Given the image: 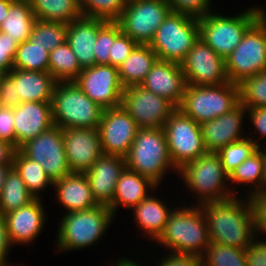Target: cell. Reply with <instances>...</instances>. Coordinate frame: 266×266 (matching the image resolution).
<instances>
[{
    "label": "cell",
    "instance_id": "obj_14",
    "mask_svg": "<svg viewBox=\"0 0 266 266\" xmlns=\"http://www.w3.org/2000/svg\"><path fill=\"white\" fill-rule=\"evenodd\" d=\"M121 105L134 119L138 129L163 128L176 109L166 98L141 85L124 88Z\"/></svg>",
    "mask_w": 266,
    "mask_h": 266
},
{
    "label": "cell",
    "instance_id": "obj_55",
    "mask_svg": "<svg viewBox=\"0 0 266 266\" xmlns=\"http://www.w3.org/2000/svg\"><path fill=\"white\" fill-rule=\"evenodd\" d=\"M12 167H13V164L0 165V192H1V189L4 185V181L6 179V176Z\"/></svg>",
    "mask_w": 266,
    "mask_h": 266
},
{
    "label": "cell",
    "instance_id": "obj_13",
    "mask_svg": "<svg viewBox=\"0 0 266 266\" xmlns=\"http://www.w3.org/2000/svg\"><path fill=\"white\" fill-rule=\"evenodd\" d=\"M18 150L27 158L40 163L52 182L72 173L65 153L63 129L58 126L53 125L25 142Z\"/></svg>",
    "mask_w": 266,
    "mask_h": 266
},
{
    "label": "cell",
    "instance_id": "obj_47",
    "mask_svg": "<svg viewBox=\"0 0 266 266\" xmlns=\"http://www.w3.org/2000/svg\"><path fill=\"white\" fill-rule=\"evenodd\" d=\"M16 95V83L13 78L8 73L2 74L0 77V107L16 108L21 103Z\"/></svg>",
    "mask_w": 266,
    "mask_h": 266
},
{
    "label": "cell",
    "instance_id": "obj_40",
    "mask_svg": "<svg viewBox=\"0 0 266 266\" xmlns=\"http://www.w3.org/2000/svg\"><path fill=\"white\" fill-rule=\"evenodd\" d=\"M238 85L242 105L246 108L266 107V70L245 78Z\"/></svg>",
    "mask_w": 266,
    "mask_h": 266
},
{
    "label": "cell",
    "instance_id": "obj_46",
    "mask_svg": "<svg viewBox=\"0 0 266 266\" xmlns=\"http://www.w3.org/2000/svg\"><path fill=\"white\" fill-rule=\"evenodd\" d=\"M251 206L254 231L266 232V190L253 193L249 200Z\"/></svg>",
    "mask_w": 266,
    "mask_h": 266
},
{
    "label": "cell",
    "instance_id": "obj_7",
    "mask_svg": "<svg viewBox=\"0 0 266 266\" xmlns=\"http://www.w3.org/2000/svg\"><path fill=\"white\" fill-rule=\"evenodd\" d=\"M228 81L240 84L266 70V16L263 13L245 32L241 42L225 58Z\"/></svg>",
    "mask_w": 266,
    "mask_h": 266
},
{
    "label": "cell",
    "instance_id": "obj_17",
    "mask_svg": "<svg viewBox=\"0 0 266 266\" xmlns=\"http://www.w3.org/2000/svg\"><path fill=\"white\" fill-rule=\"evenodd\" d=\"M98 131L103 154L125 158L134 142L138 127L120 105L104 109Z\"/></svg>",
    "mask_w": 266,
    "mask_h": 266
},
{
    "label": "cell",
    "instance_id": "obj_5",
    "mask_svg": "<svg viewBox=\"0 0 266 266\" xmlns=\"http://www.w3.org/2000/svg\"><path fill=\"white\" fill-rule=\"evenodd\" d=\"M239 102V85L229 81L222 85H187L178 109L202 124L225 114Z\"/></svg>",
    "mask_w": 266,
    "mask_h": 266
},
{
    "label": "cell",
    "instance_id": "obj_42",
    "mask_svg": "<svg viewBox=\"0 0 266 266\" xmlns=\"http://www.w3.org/2000/svg\"><path fill=\"white\" fill-rule=\"evenodd\" d=\"M122 32L117 22H107L98 32L94 45L96 64L109 65V52L115 38Z\"/></svg>",
    "mask_w": 266,
    "mask_h": 266
},
{
    "label": "cell",
    "instance_id": "obj_25",
    "mask_svg": "<svg viewBox=\"0 0 266 266\" xmlns=\"http://www.w3.org/2000/svg\"><path fill=\"white\" fill-rule=\"evenodd\" d=\"M16 83L17 97L23 102H51L56 80L49 72L13 68L8 72Z\"/></svg>",
    "mask_w": 266,
    "mask_h": 266
},
{
    "label": "cell",
    "instance_id": "obj_23",
    "mask_svg": "<svg viewBox=\"0 0 266 266\" xmlns=\"http://www.w3.org/2000/svg\"><path fill=\"white\" fill-rule=\"evenodd\" d=\"M107 23L102 19L81 16L67 24V43L75 54L81 69L96 64L94 45L99 30Z\"/></svg>",
    "mask_w": 266,
    "mask_h": 266
},
{
    "label": "cell",
    "instance_id": "obj_32",
    "mask_svg": "<svg viewBox=\"0 0 266 266\" xmlns=\"http://www.w3.org/2000/svg\"><path fill=\"white\" fill-rule=\"evenodd\" d=\"M35 200L14 167L8 172L0 192V213L5 215Z\"/></svg>",
    "mask_w": 266,
    "mask_h": 266
},
{
    "label": "cell",
    "instance_id": "obj_29",
    "mask_svg": "<svg viewBox=\"0 0 266 266\" xmlns=\"http://www.w3.org/2000/svg\"><path fill=\"white\" fill-rule=\"evenodd\" d=\"M36 20L29 0H15L0 24V31L22 43L28 40Z\"/></svg>",
    "mask_w": 266,
    "mask_h": 266
},
{
    "label": "cell",
    "instance_id": "obj_39",
    "mask_svg": "<svg viewBox=\"0 0 266 266\" xmlns=\"http://www.w3.org/2000/svg\"><path fill=\"white\" fill-rule=\"evenodd\" d=\"M260 144L249 138L230 143L221 148L217 153L220 156L222 166L228 176L248 157L259 149Z\"/></svg>",
    "mask_w": 266,
    "mask_h": 266
},
{
    "label": "cell",
    "instance_id": "obj_37",
    "mask_svg": "<svg viewBox=\"0 0 266 266\" xmlns=\"http://www.w3.org/2000/svg\"><path fill=\"white\" fill-rule=\"evenodd\" d=\"M204 254L201 256L203 266H247L245 249L211 243Z\"/></svg>",
    "mask_w": 266,
    "mask_h": 266
},
{
    "label": "cell",
    "instance_id": "obj_30",
    "mask_svg": "<svg viewBox=\"0 0 266 266\" xmlns=\"http://www.w3.org/2000/svg\"><path fill=\"white\" fill-rule=\"evenodd\" d=\"M36 19L69 24L82 16L79 0H29Z\"/></svg>",
    "mask_w": 266,
    "mask_h": 266
},
{
    "label": "cell",
    "instance_id": "obj_56",
    "mask_svg": "<svg viewBox=\"0 0 266 266\" xmlns=\"http://www.w3.org/2000/svg\"><path fill=\"white\" fill-rule=\"evenodd\" d=\"M262 153H263V156H264L262 190H266V150L263 151Z\"/></svg>",
    "mask_w": 266,
    "mask_h": 266
},
{
    "label": "cell",
    "instance_id": "obj_49",
    "mask_svg": "<svg viewBox=\"0 0 266 266\" xmlns=\"http://www.w3.org/2000/svg\"><path fill=\"white\" fill-rule=\"evenodd\" d=\"M253 241L245 248L247 266H266V242Z\"/></svg>",
    "mask_w": 266,
    "mask_h": 266
},
{
    "label": "cell",
    "instance_id": "obj_16",
    "mask_svg": "<svg viewBox=\"0 0 266 266\" xmlns=\"http://www.w3.org/2000/svg\"><path fill=\"white\" fill-rule=\"evenodd\" d=\"M78 87L103 109L120 106L124 87L118 67L98 65L82 69L74 81Z\"/></svg>",
    "mask_w": 266,
    "mask_h": 266
},
{
    "label": "cell",
    "instance_id": "obj_10",
    "mask_svg": "<svg viewBox=\"0 0 266 266\" xmlns=\"http://www.w3.org/2000/svg\"><path fill=\"white\" fill-rule=\"evenodd\" d=\"M172 167L180 170L207 151L199 123L176 108L163 126Z\"/></svg>",
    "mask_w": 266,
    "mask_h": 266
},
{
    "label": "cell",
    "instance_id": "obj_41",
    "mask_svg": "<svg viewBox=\"0 0 266 266\" xmlns=\"http://www.w3.org/2000/svg\"><path fill=\"white\" fill-rule=\"evenodd\" d=\"M263 167L264 156L258 149L229 175V180L237 183H255L257 188L254 191L257 193L262 191Z\"/></svg>",
    "mask_w": 266,
    "mask_h": 266
},
{
    "label": "cell",
    "instance_id": "obj_38",
    "mask_svg": "<svg viewBox=\"0 0 266 266\" xmlns=\"http://www.w3.org/2000/svg\"><path fill=\"white\" fill-rule=\"evenodd\" d=\"M127 0H79L82 16L117 22Z\"/></svg>",
    "mask_w": 266,
    "mask_h": 266
},
{
    "label": "cell",
    "instance_id": "obj_31",
    "mask_svg": "<svg viewBox=\"0 0 266 266\" xmlns=\"http://www.w3.org/2000/svg\"><path fill=\"white\" fill-rule=\"evenodd\" d=\"M132 209L135 210V216L140 227L156 240L163 232L171 211L160 200L151 196L142 200Z\"/></svg>",
    "mask_w": 266,
    "mask_h": 266
},
{
    "label": "cell",
    "instance_id": "obj_11",
    "mask_svg": "<svg viewBox=\"0 0 266 266\" xmlns=\"http://www.w3.org/2000/svg\"><path fill=\"white\" fill-rule=\"evenodd\" d=\"M178 171L182 174L187 186L200 194L202 200L200 205L223 201L233 196L230 195V192L222 191L225 190L223 189L224 181L226 178L229 179V176L225 172L217 152H206Z\"/></svg>",
    "mask_w": 266,
    "mask_h": 266
},
{
    "label": "cell",
    "instance_id": "obj_51",
    "mask_svg": "<svg viewBox=\"0 0 266 266\" xmlns=\"http://www.w3.org/2000/svg\"><path fill=\"white\" fill-rule=\"evenodd\" d=\"M10 244L12 243L9 239L6 218L0 213V266H10L5 264V258Z\"/></svg>",
    "mask_w": 266,
    "mask_h": 266
},
{
    "label": "cell",
    "instance_id": "obj_44",
    "mask_svg": "<svg viewBox=\"0 0 266 266\" xmlns=\"http://www.w3.org/2000/svg\"><path fill=\"white\" fill-rule=\"evenodd\" d=\"M171 12L184 13L196 18L203 17L209 12L210 0H165Z\"/></svg>",
    "mask_w": 266,
    "mask_h": 266
},
{
    "label": "cell",
    "instance_id": "obj_35",
    "mask_svg": "<svg viewBox=\"0 0 266 266\" xmlns=\"http://www.w3.org/2000/svg\"><path fill=\"white\" fill-rule=\"evenodd\" d=\"M67 39V24L37 19L28 40L51 52Z\"/></svg>",
    "mask_w": 266,
    "mask_h": 266
},
{
    "label": "cell",
    "instance_id": "obj_1",
    "mask_svg": "<svg viewBox=\"0 0 266 266\" xmlns=\"http://www.w3.org/2000/svg\"><path fill=\"white\" fill-rule=\"evenodd\" d=\"M200 206L211 243L245 249L252 242L255 231L249 201L244 203L232 197Z\"/></svg>",
    "mask_w": 266,
    "mask_h": 266
},
{
    "label": "cell",
    "instance_id": "obj_20",
    "mask_svg": "<svg viewBox=\"0 0 266 266\" xmlns=\"http://www.w3.org/2000/svg\"><path fill=\"white\" fill-rule=\"evenodd\" d=\"M125 168V158L102 154L84 173L99 205L109 207L112 204L117 181Z\"/></svg>",
    "mask_w": 266,
    "mask_h": 266
},
{
    "label": "cell",
    "instance_id": "obj_52",
    "mask_svg": "<svg viewBox=\"0 0 266 266\" xmlns=\"http://www.w3.org/2000/svg\"><path fill=\"white\" fill-rule=\"evenodd\" d=\"M256 130L266 136V107L246 108Z\"/></svg>",
    "mask_w": 266,
    "mask_h": 266
},
{
    "label": "cell",
    "instance_id": "obj_8",
    "mask_svg": "<svg viewBox=\"0 0 266 266\" xmlns=\"http://www.w3.org/2000/svg\"><path fill=\"white\" fill-rule=\"evenodd\" d=\"M259 8L248 9L235 17L208 12L198 18L199 37L220 57L227 58L241 42L247 29L263 14Z\"/></svg>",
    "mask_w": 266,
    "mask_h": 266
},
{
    "label": "cell",
    "instance_id": "obj_54",
    "mask_svg": "<svg viewBox=\"0 0 266 266\" xmlns=\"http://www.w3.org/2000/svg\"><path fill=\"white\" fill-rule=\"evenodd\" d=\"M14 1L15 0H0V24L5 20L9 8Z\"/></svg>",
    "mask_w": 266,
    "mask_h": 266
},
{
    "label": "cell",
    "instance_id": "obj_19",
    "mask_svg": "<svg viewBox=\"0 0 266 266\" xmlns=\"http://www.w3.org/2000/svg\"><path fill=\"white\" fill-rule=\"evenodd\" d=\"M141 86L166 98L178 108L183 100L187 83L180 63L158 59Z\"/></svg>",
    "mask_w": 266,
    "mask_h": 266
},
{
    "label": "cell",
    "instance_id": "obj_36",
    "mask_svg": "<svg viewBox=\"0 0 266 266\" xmlns=\"http://www.w3.org/2000/svg\"><path fill=\"white\" fill-rule=\"evenodd\" d=\"M49 52L40 45L32 44L29 40L19 43L13 68L26 71L48 72Z\"/></svg>",
    "mask_w": 266,
    "mask_h": 266
},
{
    "label": "cell",
    "instance_id": "obj_21",
    "mask_svg": "<svg viewBox=\"0 0 266 266\" xmlns=\"http://www.w3.org/2000/svg\"><path fill=\"white\" fill-rule=\"evenodd\" d=\"M245 110L246 107L239 102L225 114L200 124L207 152H218L228 144L244 139L240 136V126Z\"/></svg>",
    "mask_w": 266,
    "mask_h": 266
},
{
    "label": "cell",
    "instance_id": "obj_3",
    "mask_svg": "<svg viewBox=\"0 0 266 266\" xmlns=\"http://www.w3.org/2000/svg\"><path fill=\"white\" fill-rule=\"evenodd\" d=\"M197 207L170 212L164 230L156 240L172 248L174 253L203 256L202 250L211 242L204 211L200 204Z\"/></svg>",
    "mask_w": 266,
    "mask_h": 266
},
{
    "label": "cell",
    "instance_id": "obj_28",
    "mask_svg": "<svg viewBox=\"0 0 266 266\" xmlns=\"http://www.w3.org/2000/svg\"><path fill=\"white\" fill-rule=\"evenodd\" d=\"M148 187L155 188L156 184L150 179L125 168L117 181L114 199L109 206L110 210L114 214L116 206L118 207L119 204H123L130 209L133 208L148 197L146 195Z\"/></svg>",
    "mask_w": 266,
    "mask_h": 266
},
{
    "label": "cell",
    "instance_id": "obj_27",
    "mask_svg": "<svg viewBox=\"0 0 266 266\" xmlns=\"http://www.w3.org/2000/svg\"><path fill=\"white\" fill-rule=\"evenodd\" d=\"M157 60V54L149 45L138 44L125 61L118 66L119 78L123 87L141 85Z\"/></svg>",
    "mask_w": 266,
    "mask_h": 266
},
{
    "label": "cell",
    "instance_id": "obj_48",
    "mask_svg": "<svg viewBox=\"0 0 266 266\" xmlns=\"http://www.w3.org/2000/svg\"><path fill=\"white\" fill-rule=\"evenodd\" d=\"M0 139L10 142L16 147L14 111L11 108L0 107Z\"/></svg>",
    "mask_w": 266,
    "mask_h": 266
},
{
    "label": "cell",
    "instance_id": "obj_4",
    "mask_svg": "<svg viewBox=\"0 0 266 266\" xmlns=\"http://www.w3.org/2000/svg\"><path fill=\"white\" fill-rule=\"evenodd\" d=\"M126 168L150 179L156 185L172 166L163 128L138 129L125 157Z\"/></svg>",
    "mask_w": 266,
    "mask_h": 266
},
{
    "label": "cell",
    "instance_id": "obj_53",
    "mask_svg": "<svg viewBox=\"0 0 266 266\" xmlns=\"http://www.w3.org/2000/svg\"><path fill=\"white\" fill-rule=\"evenodd\" d=\"M17 148L10 142L0 139V165L13 164Z\"/></svg>",
    "mask_w": 266,
    "mask_h": 266
},
{
    "label": "cell",
    "instance_id": "obj_26",
    "mask_svg": "<svg viewBox=\"0 0 266 266\" xmlns=\"http://www.w3.org/2000/svg\"><path fill=\"white\" fill-rule=\"evenodd\" d=\"M53 185L57 188L59 201L68 212L88 210L99 205L84 173H71L54 181Z\"/></svg>",
    "mask_w": 266,
    "mask_h": 266
},
{
    "label": "cell",
    "instance_id": "obj_22",
    "mask_svg": "<svg viewBox=\"0 0 266 266\" xmlns=\"http://www.w3.org/2000/svg\"><path fill=\"white\" fill-rule=\"evenodd\" d=\"M13 111L17 149L54 125L51 102H23Z\"/></svg>",
    "mask_w": 266,
    "mask_h": 266
},
{
    "label": "cell",
    "instance_id": "obj_2",
    "mask_svg": "<svg viewBox=\"0 0 266 266\" xmlns=\"http://www.w3.org/2000/svg\"><path fill=\"white\" fill-rule=\"evenodd\" d=\"M51 110L53 124L61 129H98L104 111L75 82H56Z\"/></svg>",
    "mask_w": 266,
    "mask_h": 266
},
{
    "label": "cell",
    "instance_id": "obj_9",
    "mask_svg": "<svg viewBox=\"0 0 266 266\" xmlns=\"http://www.w3.org/2000/svg\"><path fill=\"white\" fill-rule=\"evenodd\" d=\"M113 215L110 208L103 205L69 212L59 226L58 247L69 250L91 245L103 235Z\"/></svg>",
    "mask_w": 266,
    "mask_h": 266
},
{
    "label": "cell",
    "instance_id": "obj_34",
    "mask_svg": "<svg viewBox=\"0 0 266 266\" xmlns=\"http://www.w3.org/2000/svg\"><path fill=\"white\" fill-rule=\"evenodd\" d=\"M13 167L24 181L27 190L36 198L39 190L45 188L47 184H53L52 180L46 175L40 163L24 156L18 149L13 158Z\"/></svg>",
    "mask_w": 266,
    "mask_h": 266
},
{
    "label": "cell",
    "instance_id": "obj_15",
    "mask_svg": "<svg viewBox=\"0 0 266 266\" xmlns=\"http://www.w3.org/2000/svg\"><path fill=\"white\" fill-rule=\"evenodd\" d=\"M180 65L187 85H222L228 82L225 59L200 37Z\"/></svg>",
    "mask_w": 266,
    "mask_h": 266
},
{
    "label": "cell",
    "instance_id": "obj_43",
    "mask_svg": "<svg viewBox=\"0 0 266 266\" xmlns=\"http://www.w3.org/2000/svg\"><path fill=\"white\" fill-rule=\"evenodd\" d=\"M138 44L121 32L114 40L109 52V65L118 67L131 54Z\"/></svg>",
    "mask_w": 266,
    "mask_h": 266
},
{
    "label": "cell",
    "instance_id": "obj_18",
    "mask_svg": "<svg viewBox=\"0 0 266 266\" xmlns=\"http://www.w3.org/2000/svg\"><path fill=\"white\" fill-rule=\"evenodd\" d=\"M65 153L72 173H85L103 154L98 129H63Z\"/></svg>",
    "mask_w": 266,
    "mask_h": 266
},
{
    "label": "cell",
    "instance_id": "obj_6",
    "mask_svg": "<svg viewBox=\"0 0 266 266\" xmlns=\"http://www.w3.org/2000/svg\"><path fill=\"white\" fill-rule=\"evenodd\" d=\"M199 38L198 18L170 12L149 44L159 60L182 63Z\"/></svg>",
    "mask_w": 266,
    "mask_h": 266
},
{
    "label": "cell",
    "instance_id": "obj_50",
    "mask_svg": "<svg viewBox=\"0 0 266 266\" xmlns=\"http://www.w3.org/2000/svg\"><path fill=\"white\" fill-rule=\"evenodd\" d=\"M201 257L193 254L175 253L164 259L159 266H200Z\"/></svg>",
    "mask_w": 266,
    "mask_h": 266
},
{
    "label": "cell",
    "instance_id": "obj_57",
    "mask_svg": "<svg viewBox=\"0 0 266 266\" xmlns=\"http://www.w3.org/2000/svg\"><path fill=\"white\" fill-rule=\"evenodd\" d=\"M116 266H138V264L134 263L133 261L130 260H120Z\"/></svg>",
    "mask_w": 266,
    "mask_h": 266
},
{
    "label": "cell",
    "instance_id": "obj_33",
    "mask_svg": "<svg viewBox=\"0 0 266 266\" xmlns=\"http://www.w3.org/2000/svg\"><path fill=\"white\" fill-rule=\"evenodd\" d=\"M81 66L67 41L49 52L48 72L56 82H74Z\"/></svg>",
    "mask_w": 266,
    "mask_h": 266
},
{
    "label": "cell",
    "instance_id": "obj_24",
    "mask_svg": "<svg viewBox=\"0 0 266 266\" xmlns=\"http://www.w3.org/2000/svg\"><path fill=\"white\" fill-rule=\"evenodd\" d=\"M39 200L4 215L11 243H29L40 233L45 215Z\"/></svg>",
    "mask_w": 266,
    "mask_h": 266
},
{
    "label": "cell",
    "instance_id": "obj_12",
    "mask_svg": "<svg viewBox=\"0 0 266 266\" xmlns=\"http://www.w3.org/2000/svg\"><path fill=\"white\" fill-rule=\"evenodd\" d=\"M170 12L165 0H131L127 1L117 23L137 44L149 45Z\"/></svg>",
    "mask_w": 266,
    "mask_h": 266
},
{
    "label": "cell",
    "instance_id": "obj_45",
    "mask_svg": "<svg viewBox=\"0 0 266 266\" xmlns=\"http://www.w3.org/2000/svg\"><path fill=\"white\" fill-rule=\"evenodd\" d=\"M18 45L16 39L0 31V72L3 74L13 69Z\"/></svg>",
    "mask_w": 266,
    "mask_h": 266
}]
</instances>
